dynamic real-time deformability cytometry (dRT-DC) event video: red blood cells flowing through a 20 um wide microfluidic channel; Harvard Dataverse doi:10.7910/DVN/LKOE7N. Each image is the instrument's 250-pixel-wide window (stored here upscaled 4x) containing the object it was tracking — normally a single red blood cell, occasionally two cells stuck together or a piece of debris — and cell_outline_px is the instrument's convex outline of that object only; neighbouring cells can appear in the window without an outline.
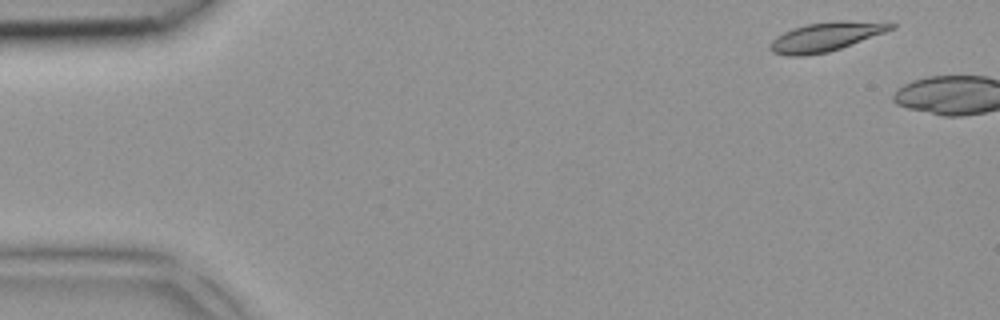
{"species": "common noctule bat (a hibernating species)", "species_latin": "Nyctalus noctula", "temperature_condition": "room temperature", "stored_images_in_passage": 2, "camera_frame_rate_fps": 3000, "um_per_image_px": 0.085, "animal": {"sex": "female", "body_mass_g": 18.4}, "frame": {"image": 1, "passage_image": 1, "time_ms": 0.0, "image_size_px": [1000, 320], "cell_outline_px": [[896, 28], [840, 48], [828, 52], [804, 56], [788, 56], [772, 52], [768, 48], [768, 44], [776, 36], [792, 28], [804, 24], [840, 20], [892, 20], [896, 24]], "centroid_in_image_um": [70.26, 3.09], "position_along_channel_um": 14.7, "area_um2": 21.1}}